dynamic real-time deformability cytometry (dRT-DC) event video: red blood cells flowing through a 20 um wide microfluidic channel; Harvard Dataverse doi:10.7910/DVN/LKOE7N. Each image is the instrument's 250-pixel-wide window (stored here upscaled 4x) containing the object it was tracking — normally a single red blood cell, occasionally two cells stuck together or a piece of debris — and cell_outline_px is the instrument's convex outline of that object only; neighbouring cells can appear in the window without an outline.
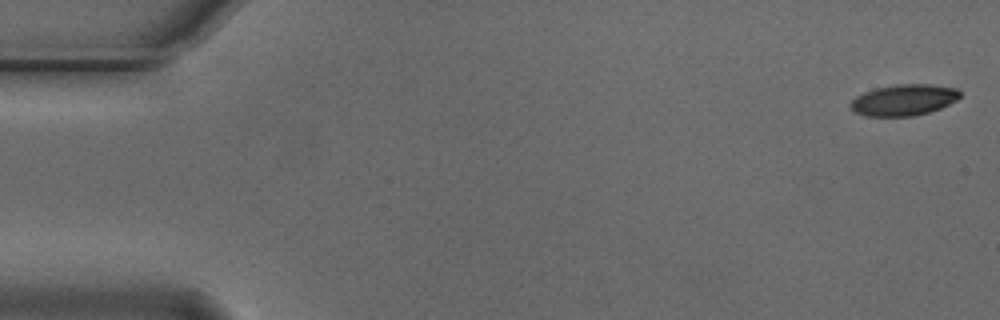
{"species": "Egyptian fruit bat (a non-hibernating species)", "species_latin": "Rousettus aegyptiacus", "temperature_condition": "cold", "stored_images_in_passage": 5, "camera_frame_rate_fps": 3000, "um_per_image_px": 0.085, "animal": {"sex": "male"}, "frame": {"image": 1, "passage_image": 1, "time_ms": 0.0, "image_size_px": [1000, 320], "cell_outline_px": [[960, 96], [956, 100], [940, 108], [928, 112], [912, 116], [864, 116], [856, 112], [848, 104], [856, 96], [864, 92], [876, 88], [896, 84], [928, 84], [956, 88], [960, 92]], "centroid_in_image_um": [76.8, 8.49], "position_along_channel_um": 8.2, "area_um2": 19.77}}
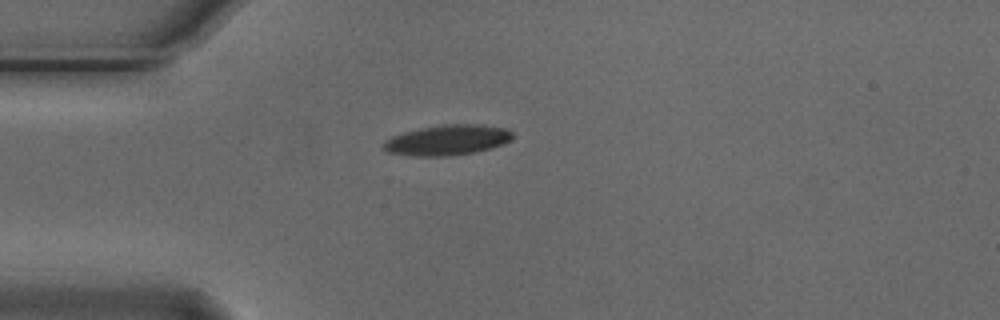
{"frame": {"image": 2, "passage_image": 4, "time_ms": 1.0, "image_size_px": [1000, 320], "cell_outline_px": [[512, 136], [504, 144], [476, 152], [448, 156], [416, 156], [388, 152], [380, 148], [384, 140], [392, 136], [404, 132], [420, 128], [440, 124], [480, 124], [508, 128], [512, 132]], "centroid_in_image_um": [38.0, 11.9], "position_along_channel_um": 47.0, "area_um2": 23.0}}